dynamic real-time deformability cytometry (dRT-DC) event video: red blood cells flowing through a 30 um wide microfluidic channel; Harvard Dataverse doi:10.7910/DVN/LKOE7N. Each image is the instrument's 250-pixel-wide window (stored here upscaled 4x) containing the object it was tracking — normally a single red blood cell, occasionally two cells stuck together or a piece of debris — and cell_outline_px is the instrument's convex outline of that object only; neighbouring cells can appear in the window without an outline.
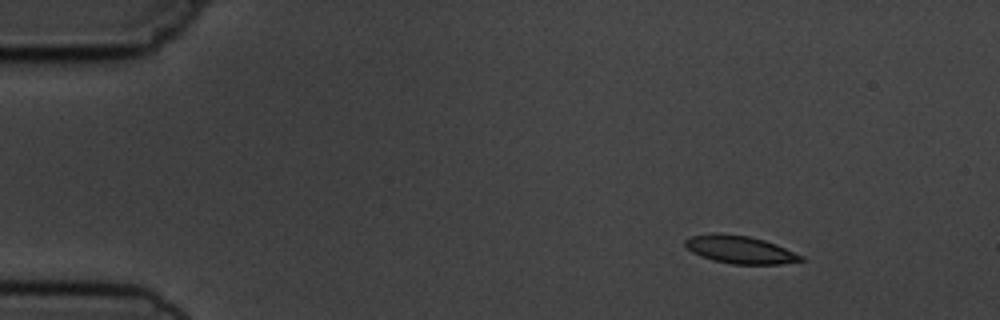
{"species": "common noctule bat (a hibernating species)", "species_latin": "Nyctalus noctula", "temperature_condition": "cold", "stored_images_in_passage": 5, "segment_of_instrument_passage": [1, 2], "camera_frame_rate_fps": 3000, "um_per_image_px": 0.085, "animal": {"sex": "male", "body_mass_g": 19.5, "forearm_length_mm": 54.6}, "frame": {"image": 1, "passage_image": 2, "time_ms": 1.333, "image_size_px": [1000, 320], "cell_outline_px": [[804, 260], [780, 264], [732, 264], [712, 260], [700, 256], [692, 252], [684, 244], [684, 240], [688, 236], [712, 232], [716, 232], [748, 236], [764, 240], [776, 244], [804, 256]], "centroid_in_image_um": [62.85, 21.2], "position_along_channel_um": 22.1, "area_um2": 18.9}}